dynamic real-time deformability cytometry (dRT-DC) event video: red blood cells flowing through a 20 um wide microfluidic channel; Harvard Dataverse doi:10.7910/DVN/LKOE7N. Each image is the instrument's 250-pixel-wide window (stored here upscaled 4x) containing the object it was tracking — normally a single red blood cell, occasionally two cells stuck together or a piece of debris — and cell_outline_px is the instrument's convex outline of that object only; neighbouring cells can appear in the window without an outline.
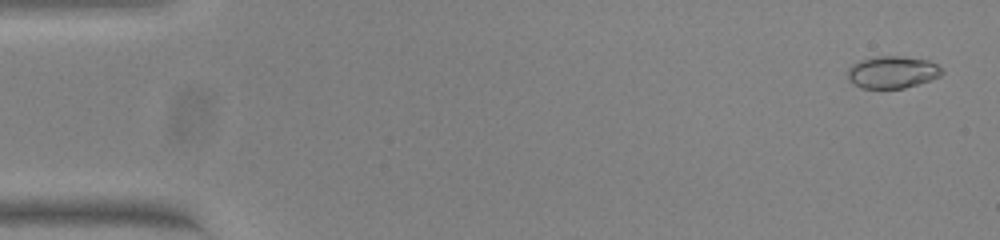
{"species": "common noctule bat (a hibernating species)", "species_latin": "Nyctalus noctula", "temperature_condition": "warm", "stored_images_in_passage": 54, "camera_frame_rate_fps": 3000, "um_per_image_px": 0.085, "animal": {"sex": "female", "body_mass_g": 23.0, "forearm_length_mm": 53.4}, "frame": {"image": 1, "passage_image": 2, "time_ms": 0.333, "image_size_px": [1000, 240], "cell_outline_px": [[944, 72], [940, 76], [904, 88], [860, 88], [852, 84], [848, 80], [848, 68], [852, 64], [860, 60], [876, 56], [900, 56], [928, 60], [936, 64]], "centroid_in_image_um": [75.8, 6.13], "position_along_channel_um": 9.2, "area_um2": 17.63}}
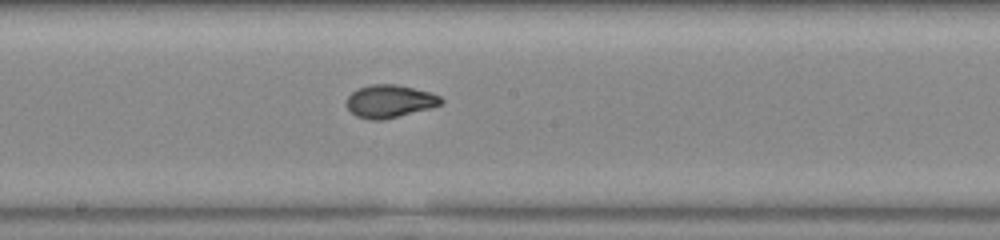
{"frame": {"image": 2, "passage_image": 29, "time_ms": 9.333, "image_size_px": [1000, 240], "cell_outline_px": [[444, 100], [440, 104], [432, 108], [384, 120], [368, 120], [356, 116], [348, 108], [348, 96], [352, 92], [360, 88], [372, 84], [396, 84], [428, 92], [440, 96]], "centroid_in_image_um": [33.14, 8.62], "position_along_channel_um": 215.1, "area_um2": 17.92}}
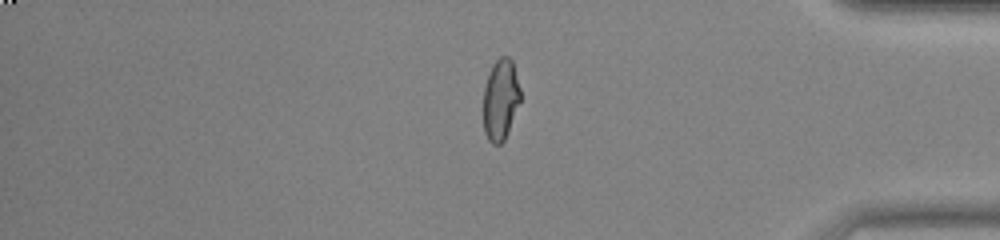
{"frame": {"image": 3, "passage_image": 45, "time_ms": 14.667, "image_size_px": [1000, 240], "cell_outline_px": [[520, 100], [508, 132], [504, 140], [500, 144], [492, 144], [488, 140], [484, 132], [484, 88], [492, 64], [500, 56], [508, 56], [512, 60], [520, 88]], "centroid_in_image_um": [42.54, 8.46], "position_along_channel_um": 392.7, "area_um2": 17.4}, "authors_computed_cell_mechanics": {"area_um2": 17.918, "velocity_mm_per_s": 3.8403, "shape_relaxation_time_tau1_ms": 7.3033, "shape_relaxation_time_tau2_ms": null, "deformation_change_tau1": 0.2537, "deformation_change_tau2": null}}